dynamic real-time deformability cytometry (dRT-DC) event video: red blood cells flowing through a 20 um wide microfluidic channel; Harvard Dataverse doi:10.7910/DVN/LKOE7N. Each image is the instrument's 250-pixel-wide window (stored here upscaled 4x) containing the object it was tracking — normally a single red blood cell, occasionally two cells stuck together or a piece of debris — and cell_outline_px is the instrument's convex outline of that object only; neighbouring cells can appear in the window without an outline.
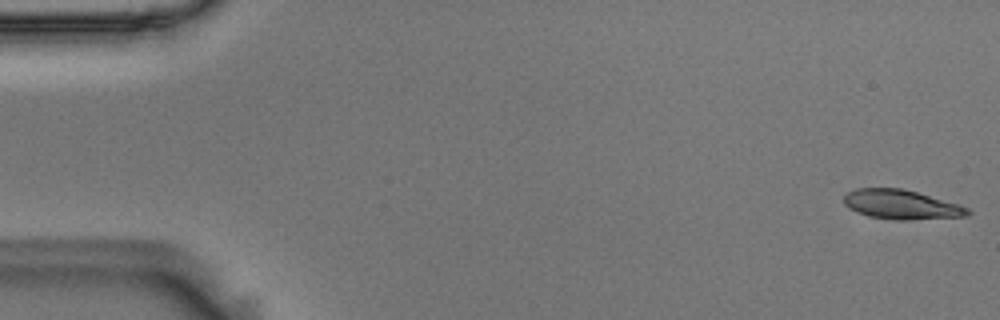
{"species": "Egyptian fruit bat (a non-hibernating species)", "species_latin": "Rousettus aegyptiacus", "temperature_condition": "room temperature", "stored_images_in_passage": 55, "camera_frame_rate_fps": 3000, "um_per_image_px": 0.085, "animal": {"sex": "male"}, "frame": {"image": 1, "passage_image": 1, "time_ms": 0.0, "image_size_px": [1000, 320], "cell_outline_px": [[972, 212], [968, 216], [908, 220], [896, 220], [868, 216], [856, 212], [848, 208], [844, 204], [844, 196], [848, 192], [856, 188], [904, 188], [960, 204], [968, 208]], "centroid_in_image_um": [76.63, 17.38], "position_along_channel_um": 8.4, "area_um2": 21.44}}
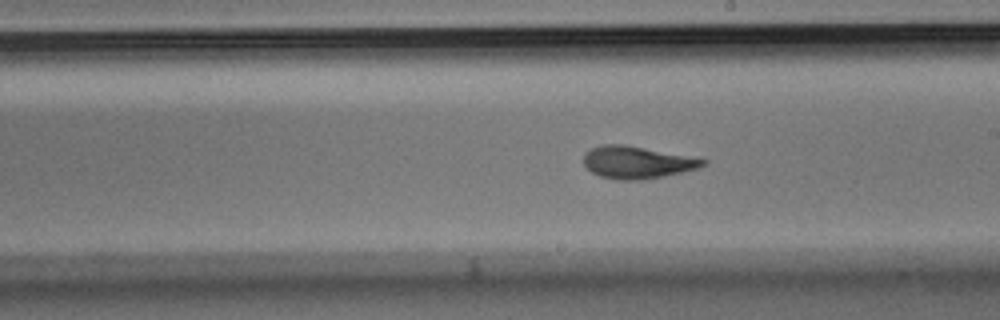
{"frame": {"image": 2, "passage_image": 31, "time_ms": 10.0, "image_size_px": [1000, 320], "cell_outline_px": [[708, 164], [696, 168], [664, 176], [640, 180], [616, 180], [600, 176], [592, 172], [584, 164], [584, 152], [592, 148], [604, 144], [624, 144], [708, 160]], "centroid_in_image_um": [54.11, 13.8], "position_along_channel_um": 234.9, "area_um2": 22.2}}
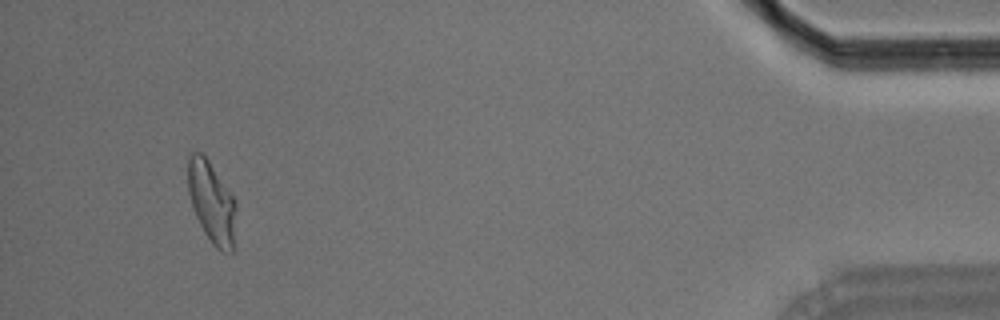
{"frame": {"image": 3, "passage_image": 52, "time_ms": 17.0, "image_size_px": [1000, 320], "cell_outline_px": [[236, 204], [232, 252], [220, 252], [212, 244], [204, 232], [196, 216], [188, 192], [188, 152], [204, 152], [236, 200]], "centroid_in_image_um": [17.98, 17.14], "position_along_channel_um": 417.2, "area_um2": 23.0}, "authors_computed_cell_mechanics": {"area_um2": 22.1952, "velocity_mm_per_s": 3.6135, "shape_relaxation_time_tau1_ms": 7.0196, "shape_relaxation_time_tau2_ms": 1.7, "deformation_change_tau1": 0.2029, "deformation_change_tau2": 0.073}}